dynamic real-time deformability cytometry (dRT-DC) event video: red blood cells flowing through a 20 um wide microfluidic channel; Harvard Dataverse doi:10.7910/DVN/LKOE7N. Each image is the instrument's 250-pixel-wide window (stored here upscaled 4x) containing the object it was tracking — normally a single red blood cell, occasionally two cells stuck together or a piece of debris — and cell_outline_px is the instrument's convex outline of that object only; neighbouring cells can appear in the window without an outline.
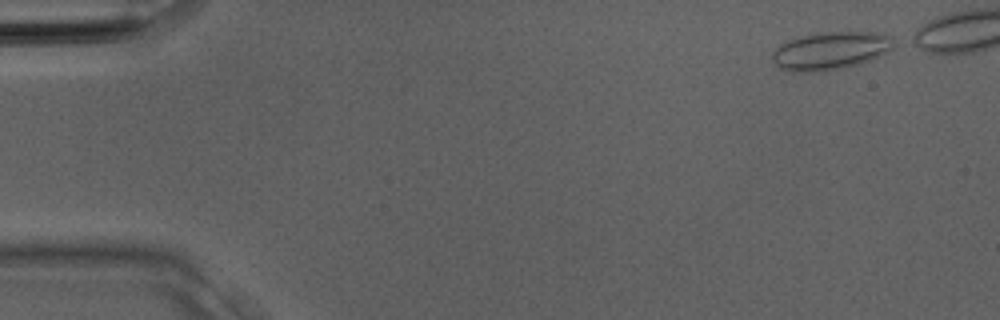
{"species": "Egyptian fruit bat (a non-hibernating species)", "species_latin": "Rousettus aegyptiacus", "temperature_condition": "room temperature", "stored_images_in_passage": 4, "camera_frame_rate_fps": 3000, "um_per_image_px": 0.085, "animal": {"sex": "male"}, "frame": {"image": 1, "passage_image": 1, "time_ms": 0.0, "image_size_px": [1000, 320], "cell_outline_px": [[900, 40], [892, 48], [880, 56], [860, 64], [840, 68], [816, 72], [792, 72], [776, 68], [772, 60], [772, 52], [780, 44], [816, 32], [880, 32], [892, 36]], "centroid_in_image_um": [70.64, 4.31], "position_along_channel_um": 14.4, "area_um2": 27.22}}